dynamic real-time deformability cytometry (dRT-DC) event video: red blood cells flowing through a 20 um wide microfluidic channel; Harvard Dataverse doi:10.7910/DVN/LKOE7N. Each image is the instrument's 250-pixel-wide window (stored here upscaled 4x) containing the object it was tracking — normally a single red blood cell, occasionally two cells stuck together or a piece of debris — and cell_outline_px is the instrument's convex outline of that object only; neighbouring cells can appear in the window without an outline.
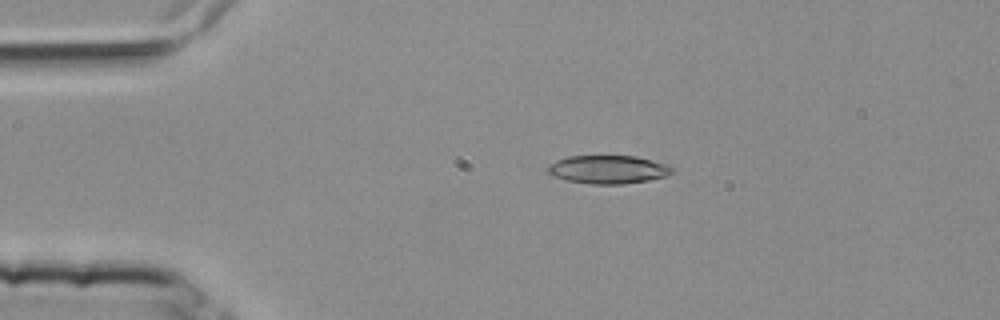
{"species": "common noctule bat (a hibernating species)", "species_latin": "Nyctalus noctula", "temperature_condition": "room temperature", "stored_images_in_passage": 3, "camera_frame_rate_fps": 3000, "um_per_image_px": 0.085, "animal": {"sex": "female", "body_mass_g": 25.1}, "frame": {"image": 1, "passage_image": 2, "time_ms": 0.333, "image_size_px": [1000, 320], "cell_outline_px": [[672, 172], [668, 176], [648, 180], [624, 184], [592, 184], [568, 180], [552, 176], [548, 172], [548, 164], [556, 160], [568, 156], [636, 156], [668, 164], [672, 168]], "centroid_in_image_um": [51.69, 14.4], "position_along_channel_um": 33.3, "area_um2": 20.52}}